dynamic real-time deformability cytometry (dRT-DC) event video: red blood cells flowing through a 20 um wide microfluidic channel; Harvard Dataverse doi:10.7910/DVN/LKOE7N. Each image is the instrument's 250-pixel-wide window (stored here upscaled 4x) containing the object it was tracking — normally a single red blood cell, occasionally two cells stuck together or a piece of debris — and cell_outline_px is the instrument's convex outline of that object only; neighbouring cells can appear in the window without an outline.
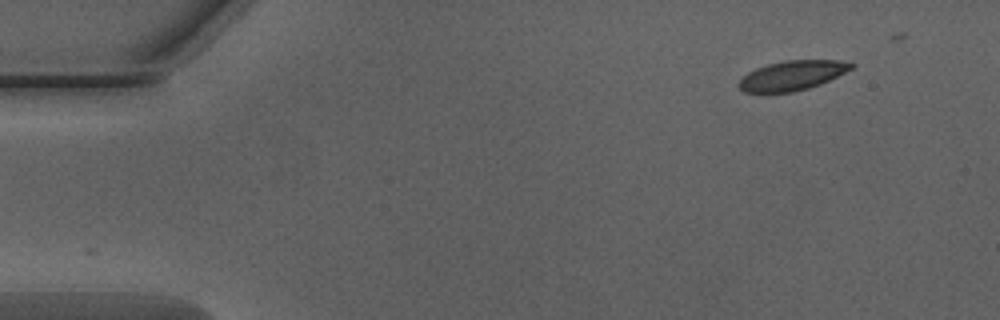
{"species": "Egyptian fruit bat (a non-hibernating species)", "species_latin": "Rousettus aegyptiacus", "temperature_condition": "warm", "stored_images_in_passage": 6, "camera_frame_rate_fps": 3000, "um_per_image_px": 0.085, "animal": {"sex": "male"}, "frame": {"image": 1, "passage_image": 1, "time_ms": 0.0, "image_size_px": [1000, 320], "cell_outline_px": [[856, 64], [852, 68], [820, 84], [808, 88], [792, 92], [744, 92], [736, 84], [748, 72], [756, 68], [768, 64], [784, 60], [840, 60]], "centroid_in_image_um": [67.31, 6.41], "position_along_channel_um": 17.7, "area_um2": 19.19}}